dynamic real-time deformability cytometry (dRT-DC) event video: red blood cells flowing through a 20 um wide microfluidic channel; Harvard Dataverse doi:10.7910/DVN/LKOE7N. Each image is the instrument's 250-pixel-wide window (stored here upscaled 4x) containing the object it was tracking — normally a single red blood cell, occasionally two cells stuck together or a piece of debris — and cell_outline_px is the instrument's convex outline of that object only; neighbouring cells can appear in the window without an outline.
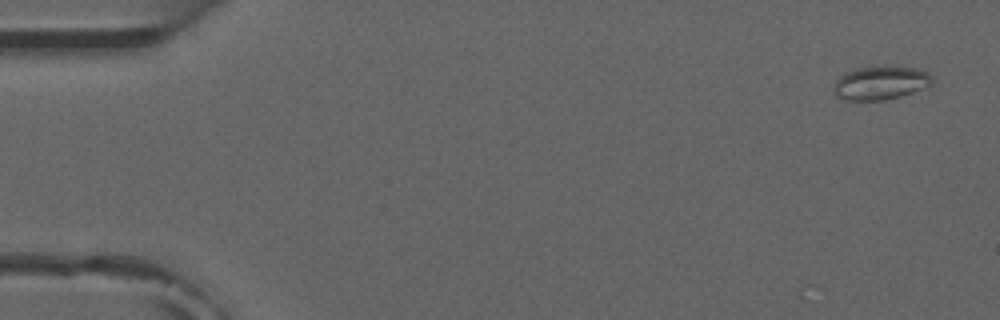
{"species": "common noctule bat (a hibernating species)", "species_latin": "Nyctalus noctula", "temperature_condition": "room temperature", "stored_images_in_passage": 5, "camera_frame_rate_fps": 3000, "um_per_image_px": 0.085, "animal": {"sex": "male", "forearm_length_mm": 52.5}, "frame": {"image": 1, "passage_image": 1, "time_ms": 0.0, "image_size_px": [1000, 320], "cell_outline_px": [[932, 80], [928, 84], [912, 92], [900, 96], [884, 100], [848, 100], [836, 96], [836, 80], [844, 72], [860, 68], [884, 64], [916, 68], [928, 72], [932, 76]], "centroid_in_image_um": [74.85, 7.01], "position_along_channel_um": 10.2, "area_um2": 19.13}}
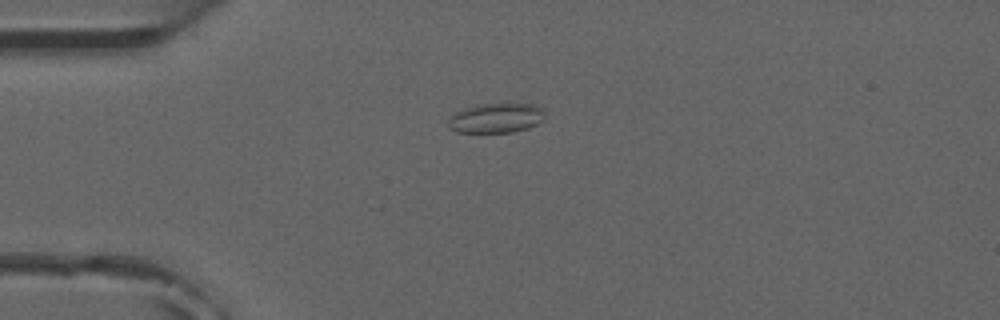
{"frame": {"image": 2, "passage_image": 4, "time_ms": 3.667, "image_size_px": [1000, 320], "cell_outline_px": [[544, 120], [528, 128], [512, 132], [456, 132], [448, 128], [448, 120], [456, 112], [464, 108], [476, 104], [508, 100], [536, 104], [544, 108]], "centroid_in_image_um": [42.22, 9.96], "position_along_channel_um": 42.8, "area_um2": 17.69}}